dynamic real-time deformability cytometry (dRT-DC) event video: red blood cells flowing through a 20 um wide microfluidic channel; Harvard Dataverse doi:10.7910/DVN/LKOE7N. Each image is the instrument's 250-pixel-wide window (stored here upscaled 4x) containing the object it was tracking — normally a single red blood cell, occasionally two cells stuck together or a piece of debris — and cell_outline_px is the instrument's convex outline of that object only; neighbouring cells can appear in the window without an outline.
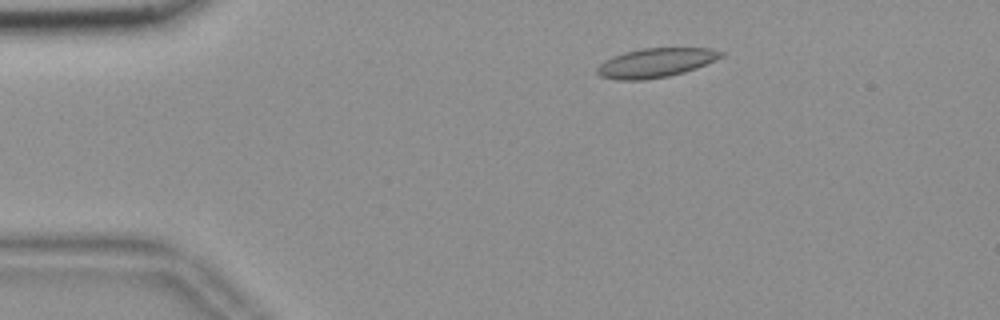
{"species": "common noctule bat (a hibernating species)", "species_latin": "Nyctalus noctula", "temperature_condition": "room temperature", "stored_images_in_passage": 50, "camera_frame_rate_fps": 3000, "um_per_image_px": 0.085, "animal": {"sex": "female", "body_mass_g": 18.4}, "frame": {"image": 1, "passage_image": 4, "time_ms": 1.0, "image_size_px": [1000, 320], "cell_outline_px": [[724, 56], [716, 60], [696, 68], [684, 72], [668, 76], [644, 80], [616, 80], [600, 76], [596, 72], [596, 68], [604, 60], [612, 56], [624, 52], [644, 48], [712, 48], [724, 52]], "centroid_in_image_um": [55.73, 5.33], "position_along_channel_um": 29.3, "area_um2": 21.21}}
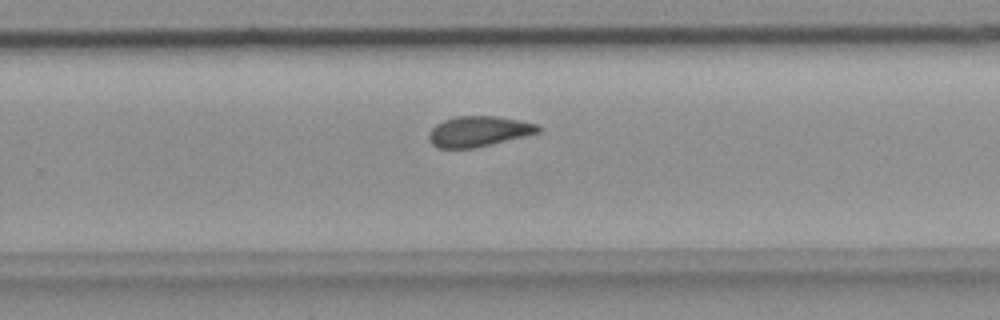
{"frame": {"image": 2, "passage_image": 30, "time_ms": 9.667, "image_size_px": [1000, 320], "cell_outline_px": [[544, 128], [540, 132], [476, 148], [440, 148], [432, 144], [428, 136], [428, 132], [436, 124], [444, 120], [456, 116], [496, 116], [540, 124]], "centroid_in_image_um": [40.71, 11.16], "position_along_channel_um": 289.1, "area_um2": 19.48}}
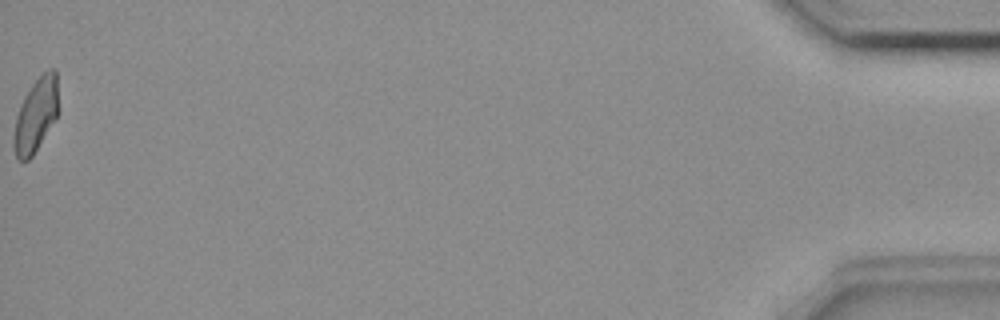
{"frame": {"image": 3, "passage_image": 50, "time_ms": 16.333, "image_size_px": [1000, 320], "cell_outline_px": [[60, 112], [56, 120], [32, 156], [28, 160], [20, 160], [16, 156], [12, 144], [12, 140], [16, 116], [20, 104], [24, 96], [32, 84], [48, 68], [56, 68]], "centroid_in_image_um": [3.08, 9.76], "position_along_channel_um": 432.1, "area_um2": 19.71}, "authors_computed_cell_mechanics": {"area_um2": 19.8543, "velocity_mm_per_s": 3.6439, "shape_relaxation_time_tau1_ms": null, "shape_relaxation_time_tau2_ms": 4.5572, "deformation_change_tau1": null, "deformation_change_tau2": 0.0805}}